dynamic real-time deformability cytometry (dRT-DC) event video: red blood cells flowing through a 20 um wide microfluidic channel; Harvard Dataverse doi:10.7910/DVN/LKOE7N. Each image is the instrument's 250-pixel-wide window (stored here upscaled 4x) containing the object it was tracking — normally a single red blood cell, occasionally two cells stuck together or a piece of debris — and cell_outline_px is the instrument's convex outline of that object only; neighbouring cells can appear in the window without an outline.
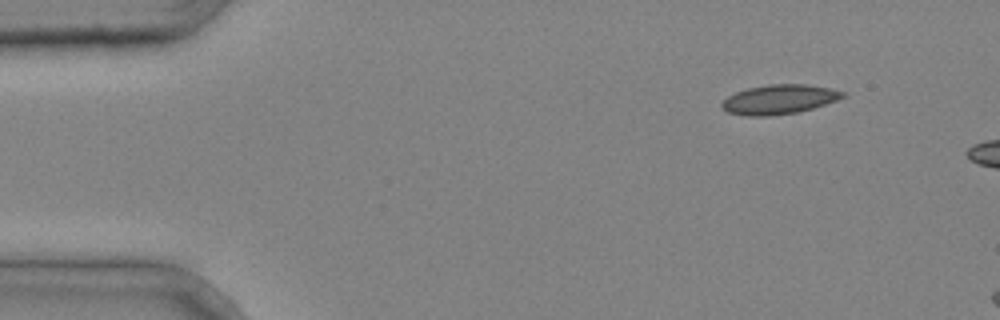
{"species": "common noctule bat (a hibernating species)", "species_latin": "Nyctalus noctula", "temperature_condition": "cold", "stored_images_in_passage": 12, "camera_frame_rate_fps": 3000, "um_per_image_px": 0.085, "animal": {"sex": "male", "body_mass_g": 20.4}, "frame": {"image": 1, "passage_image": 12, "time_ms": 3.667, "image_size_px": [1000, 320], "cell_outline_px": [[848, 96], [812, 108], [796, 112], [768, 116], [748, 116], [728, 112], [720, 108], [720, 104], [728, 96], [736, 92], [748, 88], [768, 84], [804, 84], [832, 88], [844, 92]], "centroid_in_image_um": [66.22, 8.44], "position_along_channel_um": 18.8, "area_um2": 20.69}}